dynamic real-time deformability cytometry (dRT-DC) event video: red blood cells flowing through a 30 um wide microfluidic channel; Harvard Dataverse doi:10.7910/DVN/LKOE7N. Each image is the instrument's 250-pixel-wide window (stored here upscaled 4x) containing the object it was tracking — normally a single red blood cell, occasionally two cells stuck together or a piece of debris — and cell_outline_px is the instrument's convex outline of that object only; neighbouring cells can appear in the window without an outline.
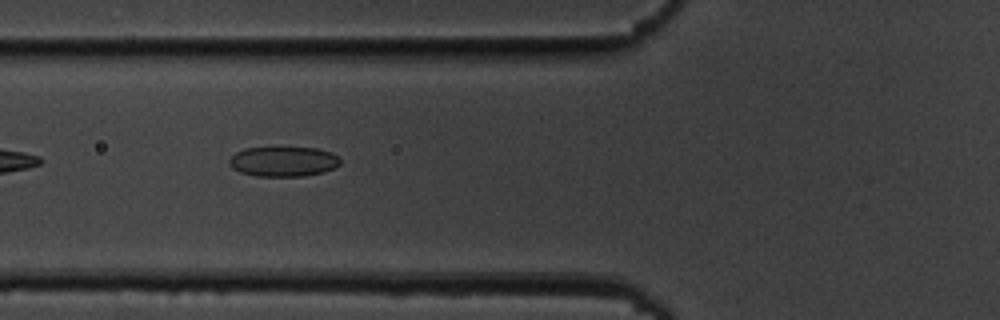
{"species": "common noctule bat (a hibernating species)", "species_latin": "Nyctalus noctula", "temperature_condition": "cold", "stored_images_in_passage": 39, "camera_frame_rate_fps": 3000, "um_per_image_px": 0.085, "animal": {"sex": "male", "body_mass_g": 19.5, "forearm_length_mm": 54.6}, "frame": {"image": 1, "passage_image": 5, "time_ms": 1.333, "image_size_px": [1000, 320], "cell_outline_px": [[340, 164], [324, 172], [304, 176], [256, 176], [240, 172], [232, 168], [228, 164], [228, 160], [236, 152], [244, 148], [316, 148], [332, 152], [340, 160]], "centroid_in_image_um": [24.06, 13.73], "position_along_channel_um": 101.7, "area_um2": 19.31}}
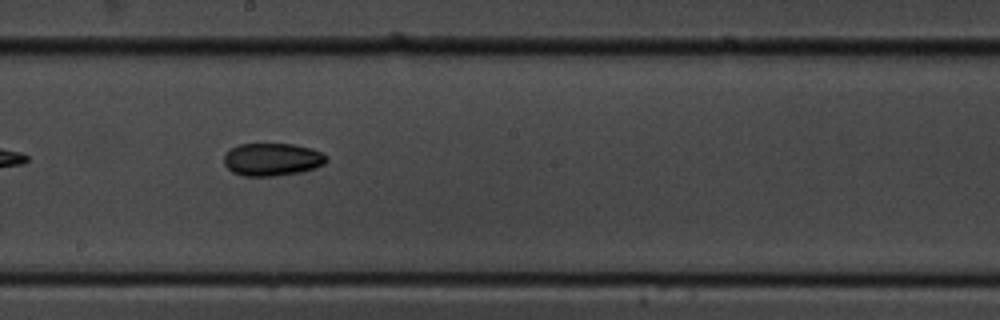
{"frame": {"image": 2, "passage_image": 15, "time_ms": 4.667, "image_size_px": [1000, 320], "cell_outline_px": [[328, 160], [324, 164], [316, 168], [300, 172], [276, 176], [244, 176], [232, 172], [224, 164], [224, 156], [232, 148], [240, 144], [292, 144], [312, 148], [328, 156]], "centroid_in_image_um": [23.17, 13.56], "position_along_channel_um": 225.0, "area_um2": 19.59}}
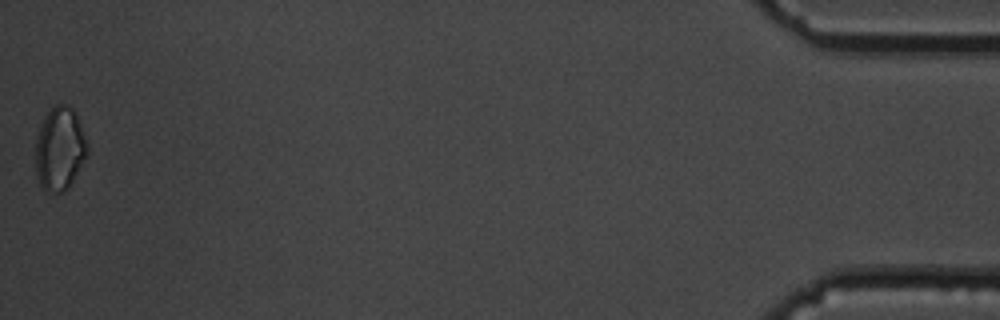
{"frame": {"image": 3, "passage_image": 39, "time_ms": 12.667, "image_size_px": [1000, 320], "cell_outline_px": [[88, 156], [68, 188], [60, 192], [44, 192], [36, 176], [36, 136], [40, 124], [44, 116], [56, 104], [68, 104], [76, 112], [88, 144]], "centroid_in_image_um": [5.08, 12.64], "position_along_channel_um": 430.1, "area_um2": 25.55}, "authors_computed_cell_mechanics": {"area_um2": 19.5942, "velocity_mm_per_s": 3.6939, "shape_relaxation_time_tau1_ms": 3.3511, "shape_relaxation_time_tau2_ms": null, "deformation_change_tau1": 0.0732, "deformation_change_tau2": null}}